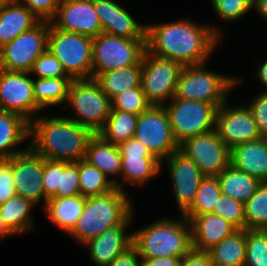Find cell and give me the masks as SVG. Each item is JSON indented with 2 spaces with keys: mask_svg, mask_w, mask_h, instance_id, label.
Masks as SVG:
<instances>
[{
  "mask_svg": "<svg viewBox=\"0 0 267 266\" xmlns=\"http://www.w3.org/2000/svg\"><path fill=\"white\" fill-rule=\"evenodd\" d=\"M221 37L217 27L190 19L146 24V50L183 66L208 63Z\"/></svg>",
  "mask_w": 267,
  "mask_h": 266,
  "instance_id": "6da1fadb",
  "label": "cell"
},
{
  "mask_svg": "<svg viewBox=\"0 0 267 266\" xmlns=\"http://www.w3.org/2000/svg\"><path fill=\"white\" fill-rule=\"evenodd\" d=\"M94 134L68 116H37L30 123L29 146L48 160L78 162L85 159Z\"/></svg>",
  "mask_w": 267,
  "mask_h": 266,
  "instance_id": "7a4b0ae2",
  "label": "cell"
},
{
  "mask_svg": "<svg viewBox=\"0 0 267 266\" xmlns=\"http://www.w3.org/2000/svg\"><path fill=\"white\" fill-rule=\"evenodd\" d=\"M180 219H158L133 231L132 245L137 249L140 258L185 256L192 249L191 226L183 215Z\"/></svg>",
  "mask_w": 267,
  "mask_h": 266,
  "instance_id": "3957f363",
  "label": "cell"
},
{
  "mask_svg": "<svg viewBox=\"0 0 267 266\" xmlns=\"http://www.w3.org/2000/svg\"><path fill=\"white\" fill-rule=\"evenodd\" d=\"M126 192L115 187L108 193L85 198L82 214L68 235L84 245L104 230L121 224L134 209Z\"/></svg>",
  "mask_w": 267,
  "mask_h": 266,
  "instance_id": "277c9868",
  "label": "cell"
},
{
  "mask_svg": "<svg viewBox=\"0 0 267 266\" xmlns=\"http://www.w3.org/2000/svg\"><path fill=\"white\" fill-rule=\"evenodd\" d=\"M205 68L206 63L184 66L177 81L174 97L211 103L218 108L228 100L236 85L242 82L239 77L221 75Z\"/></svg>",
  "mask_w": 267,
  "mask_h": 266,
  "instance_id": "5b68a950",
  "label": "cell"
},
{
  "mask_svg": "<svg viewBox=\"0 0 267 266\" xmlns=\"http://www.w3.org/2000/svg\"><path fill=\"white\" fill-rule=\"evenodd\" d=\"M76 117H68L97 134L105 125L111 110V99L94 78L72 80L67 100Z\"/></svg>",
  "mask_w": 267,
  "mask_h": 266,
  "instance_id": "8992f818",
  "label": "cell"
},
{
  "mask_svg": "<svg viewBox=\"0 0 267 266\" xmlns=\"http://www.w3.org/2000/svg\"><path fill=\"white\" fill-rule=\"evenodd\" d=\"M47 49L59 60L72 80L92 78V37L55 29L49 22Z\"/></svg>",
  "mask_w": 267,
  "mask_h": 266,
  "instance_id": "52a82bcc",
  "label": "cell"
},
{
  "mask_svg": "<svg viewBox=\"0 0 267 266\" xmlns=\"http://www.w3.org/2000/svg\"><path fill=\"white\" fill-rule=\"evenodd\" d=\"M164 107L179 146L189 138L215 129L217 108L211 103L173 97Z\"/></svg>",
  "mask_w": 267,
  "mask_h": 266,
  "instance_id": "ba28073f",
  "label": "cell"
},
{
  "mask_svg": "<svg viewBox=\"0 0 267 266\" xmlns=\"http://www.w3.org/2000/svg\"><path fill=\"white\" fill-rule=\"evenodd\" d=\"M146 50V39H128L105 33L93 38V72L98 74L137 65Z\"/></svg>",
  "mask_w": 267,
  "mask_h": 266,
  "instance_id": "9c48e42d",
  "label": "cell"
},
{
  "mask_svg": "<svg viewBox=\"0 0 267 266\" xmlns=\"http://www.w3.org/2000/svg\"><path fill=\"white\" fill-rule=\"evenodd\" d=\"M183 67L179 62L155 56L145 50L142 57L141 85L151 105L164 106L174 97Z\"/></svg>",
  "mask_w": 267,
  "mask_h": 266,
  "instance_id": "30bf717a",
  "label": "cell"
},
{
  "mask_svg": "<svg viewBox=\"0 0 267 266\" xmlns=\"http://www.w3.org/2000/svg\"><path fill=\"white\" fill-rule=\"evenodd\" d=\"M134 138L161 163L172 153L180 150L164 106L151 105L138 115Z\"/></svg>",
  "mask_w": 267,
  "mask_h": 266,
  "instance_id": "8fae6325",
  "label": "cell"
},
{
  "mask_svg": "<svg viewBox=\"0 0 267 266\" xmlns=\"http://www.w3.org/2000/svg\"><path fill=\"white\" fill-rule=\"evenodd\" d=\"M49 22L41 21L33 29L19 34L0 48V69L29 72L34 61L47 50Z\"/></svg>",
  "mask_w": 267,
  "mask_h": 266,
  "instance_id": "7c38bea8",
  "label": "cell"
},
{
  "mask_svg": "<svg viewBox=\"0 0 267 266\" xmlns=\"http://www.w3.org/2000/svg\"><path fill=\"white\" fill-rule=\"evenodd\" d=\"M29 72L0 69V110L21 115L29 123L43 111L34 97L33 78Z\"/></svg>",
  "mask_w": 267,
  "mask_h": 266,
  "instance_id": "4fadbf2b",
  "label": "cell"
},
{
  "mask_svg": "<svg viewBox=\"0 0 267 266\" xmlns=\"http://www.w3.org/2000/svg\"><path fill=\"white\" fill-rule=\"evenodd\" d=\"M180 151L193 161L205 177H217L230 165L231 150L216 129L187 139Z\"/></svg>",
  "mask_w": 267,
  "mask_h": 266,
  "instance_id": "5bb4252c",
  "label": "cell"
},
{
  "mask_svg": "<svg viewBox=\"0 0 267 266\" xmlns=\"http://www.w3.org/2000/svg\"><path fill=\"white\" fill-rule=\"evenodd\" d=\"M15 194L39 205L43 200L46 207L48 198L43 189V157L30 146L11 157Z\"/></svg>",
  "mask_w": 267,
  "mask_h": 266,
  "instance_id": "9a60e30c",
  "label": "cell"
},
{
  "mask_svg": "<svg viewBox=\"0 0 267 266\" xmlns=\"http://www.w3.org/2000/svg\"><path fill=\"white\" fill-rule=\"evenodd\" d=\"M227 102L217 108L215 122V129L224 144L231 150L239 144L262 138L248 107H231Z\"/></svg>",
  "mask_w": 267,
  "mask_h": 266,
  "instance_id": "2e32d148",
  "label": "cell"
},
{
  "mask_svg": "<svg viewBox=\"0 0 267 266\" xmlns=\"http://www.w3.org/2000/svg\"><path fill=\"white\" fill-rule=\"evenodd\" d=\"M171 177L172 188L180 215L192 206L201 181L205 178L199 167L180 150L164 160Z\"/></svg>",
  "mask_w": 267,
  "mask_h": 266,
  "instance_id": "e0dca14e",
  "label": "cell"
},
{
  "mask_svg": "<svg viewBox=\"0 0 267 266\" xmlns=\"http://www.w3.org/2000/svg\"><path fill=\"white\" fill-rule=\"evenodd\" d=\"M121 153V175L123 184L142 185L157 177L162 163L135 138L118 145Z\"/></svg>",
  "mask_w": 267,
  "mask_h": 266,
  "instance_id": "ac0fdd59",
  "label": "cell"
},
{
  "mask_svg": "<svg viewBox=\"0 0 267 266\" xmlns=\"http://www.w3.org/2000/svg\"><path fill=\"white\" fill-rule=\"evenodd\" d=\"M50 24L55 29L92 38L102 33V26L94 8V0H61Z\"/></svg>",
  "mask_w": 267,
  "mask_h": 266,
  "instance_id": "d6986e66",
  "label": "cell"
},
{
  "mask_svg": "<svg viewBox=\"0 0 267 266\" xmlns=\"http://www.w3.org/2000/svg\"><path fill=\"white\" fill-rule=\"evenodd\" d=\"M132 212L121 224L104 230L99 236L84 245L89 248V259L96 266H108L118 255L132 246L133 234L127 227L132 221Z\"/></svg>",
  "mask_w": 267,
  "mask_h": 266,
  "instance_id": "ffe728a7",
  "label": "cell"
},
{
  "mask_svg": "<svg viewBox=\"0 0 267 266\" xmlns=\"http://www.w3.org/2000/svg\"><path fill=\"white\" fill-rule=\"evenodd\" d=\"M94 8L102 33L128 39H146V24H139L132 14L113 0H94Z\"/></svg>",
  "mask_w": 267,
  "mask_h": 266,
  "instance_id": "44dd1931",
  "label": "cell"
},
{
  "mask_svg": "<svg viewBox=\"0 0 267 266\" xmlns=\"http://www.w3.org/2000/svg\"><path fill=\"white\" fill-rule=\"evenodd\" d=\"M184 217L190 222L192 248L197 250L209 251L237 231L232 224L213 213Z\"/></svg>",
  "mask_w": 267,
  "mask_h": 266,
  "instance_id": "7402d4cb",
  "label": "cell"
},
{
  "mask_svg": "<svg viewBox=\"0 0 267 266\" xmlns=\"http://www.w3.org/2000/svg\"><path fill=\"white\" fill-rule=\"evenodd\" d=\"M230 164L261 183H267V138L247 141L232 148Z\"/></svg>",
  "mask_w": 267,
  "mask_h": 266,
  "instance_id": "603a6c76",
  "label": "cell"
},
{
  "mask_svg": "<svg viewBox=\"0 0 267 266\" xmlns=\"http://www.w3.org/2000/svg\"><path fill=\"white\" fill-rule=\"evenodd\" d=\"M85 160L102 171L115 187L123 190L122 183L115 179L121 174V153L118 145L94 134L88 143Z\"/></svg>",
  "mask_w": 267,
  "mask_h": 266,
  "instance_id": "cb8c5ba5",
  "label": "cell"
},
{
  "mask_svg": "<svg viewBox=\"0 0 267 266\" xmlns=\"http://www.w3.org/2000/svg\"><path fill=\"white\" fill-rule=\"evenodd\" d=\"M40 22L30 9L15 0L4 5L0 8V48Z\"/></svg>",
  "mask_w": 267,
  "mask_h": 266,
  "instance_id": "d4e9b609",
  "label": "cell"
},
{
  "mask_svg": "<svg viewBox=\"0 0 267 266\" xmlns=\"http://www.w3.org/2000/svg\"><path fill=\"white\" fill-rule=\"evenodd\" d=\"M30 135V123L21 115L0 110V160L9 159L29 147L21 150L14 147L28 140Z\"/></svg>",
  "mask_w": 267,
  "mask_h": 266,
  "instance_id": "484cf974",
  "label": "cell"
},
{
  "mask_svg": "<svg viewBox=\"0 0 267 266\" xmlns=\"http://www.w3.org/2000/svg\"><path fill=\"white\" fill-rule=\"evenodd\" d=\"M85 205V197L50 198L44 208L51 222L69 234L75 227Z\"/></svg>",
  "mask_w": 267,
  "mask_h": 266,
  "instance_id": "4316f807",
  "label": "cell"
},
{
  "mask_svg": "<svg viewBox=\"0 0 267 266\" xmlns=\"http://www.w3.org/2000/svg\"><path fill=\"white\" fill-rule=\"evenodd\" d=\"M221 193L245 204L261 182L231 164L217 176Z\"/></svg>",
  "mask_w": 267,
  "mask_h": 266,
  "instance_id": "83f0119b",
  "label": "cell"
},
{
  "mask_svg": "<svg viewBox=\"0 0 267 266\" xmlns=\"http://www.w3.org/2000/svg\"><path fill=\"white\" fill-rule=\"evenodd\" d=\"M142 60L134 66L109 70L98 74L94 79L112 100L127 89L141 85Z\"/></svg>",
  "mask_w": 267,
  "mask_h": 266,
  "instance_id": "f1b7e54d",
  "label": "cell"
},
{
  "mask_svg": "<svg viewBox=\"0 0 267 266\" xmlns=\"http://www.w3.org/2000/svg\"><path fill=\"white\" fill-rule=\"evenodd\" d=\"M209 253L214 266H245L246 229L225 237Z\"/></svg>",
  "mask_w": 267,
  "mask_h": 266,
  "instance_id": "f546056e",
  "label": "cell"
},
{
  "mask_svg": "<svg viewBox=\"0 0 267 266\" xmlns=\"http://www.w3.org/2000/svg\"><path fill=\"white\" fill-rule=\"evenodd\" d=\"M34 207L36 205L31 201L15 194L0 205V216L8 228L15 235H18L33 228L31 214Z\"/></svg>",
  "mask_w": 267,
  "mask_h": 266,
  "instance_id": "4dcf8cb0",
  "label": "cell"
},
{
  "mask_svg": "<svg viewBox=\"0 0 267 266\" xmlns=\"http://www.w3.org/2000/svg\"><path fill=\"white\" fill-rule=\"evenodd\" d=\"M72 79L70 77L33 79L36 104L43 110L48 106L66 103Z\"/></svg>",
  "mask_w": 267,
  "mask_h": 266,
  "instance_id": "1f68e13d",
  "label": "cell"
},
{
  "mask_svg": "<svg viewBox=\"0 0 267 266\" xmlns=\"http://www.w3.org/2000/svg\"><path fill=\"white\" fill-rule=\"evenodd\" d=\"M138 115L122 112L111 111L104 127L97 133L105 141L119 145L134 138Z\"/></svg>",
  "mask_w": 267,
  "mask_h": 266,
  "instance_id": "d6a6232c",
  "label": "cell"
},
{
  "mask_svg": "<svg viewBox=\"0 0 267 266\" xmlns=\"http://www.w3.org/2000/svg\"><path fill=\"white\" fill-rule=\"evenodd\" d=\"M80 195L88 198L110 192L115 185L97 167L85 159L77 162Z\"/></svg>",
  "mask_w": 267,
  "mask_h": 266,
  "instance_id": "836d02e7",
  "label": "cell"
},
{
  "mask_svg": "<svg viewBox=\"0 0 267 266\" xmlns=\"http://www.w3.org/2000/svg\"><path fill=\"white\" fill-rule=\"evenodd\" d=\"M221 194L217 177H205L199 185L191 208L183 216L213 213Z\"/></svg>",
  "mask_w": 267,
  "mask_h": 266,
  "instance_id": "e575fe53",
  "label": "cell"
},
{
  "mask_svg": "<svg viewBox=\"0 0 267 266\" xmlns=\"http://www.w3.org/2000/svg\"><path fill=\"white\" fill-rule=\"evenodd\" d=\"M244 209L246 230H267V183H261Z\"/></svg>",
  "mask_w": 267,
  "mask_h": 266,
  "instance_id": "d590c367",
  "label": "cell"
},
{
  "mask_svg": "<svg viewBox=\"0 0 267 266\" xmlns=\"http://www.w3.org/2000/svg\"><path fill=\"white\" fill-rule=\"evenodd\" d=\"M111 111H122L139 115L146 111L151 104L147 101L142 86L127 89L111 100Z\"/></svg>",
  "mask_w": 267,
  "mask_h": 266,
  "instance_id": "8d00e7d4",
  "label": "cell"
},
{
  "mask_svg": "<svg viewBox=\"0 0 267 266\" xmlns=\"http://www.w3.org/2000/svg\"><path fill=\"white\" fill-rule=\"evenodd\" d=\"M245 266H267V230H246Z\"/></svg>",
  "mask_w": 267,
  "mask_h": 266,
  "instance_id": "74e56055",
  "label": "cell"
},
{
  "mask_svg": "<svg viewBox=\"0 0 267 266\" xmlns=\"http://www.w3.org/2000/svg\"><path fill=\"white\" fill-rule=\"evenodd\" d=\"M213 214L232 224L237 230L245 229L244 204L236 199L221 194L215 205Z\"/></svg>",
  "mask_w": 267,
  "mask_h": 266,
  "instance_id": "f35d334b",
  "label": "cell"
},
{
  "mask_svg": "<svg viewBox=\"0 0 267 266\" xmlns=\"http://www.w3.org/2000/svg\"><path fill=\"white\" fill-rule=\"evenodd\" d=\"M80 195L77 162L60 161V188L51 198L74 197Z\"/></svg>",
  "mask_w": 267,
  "mask_h": 266,
  "instance_id": "ab89813d",
  "label": "cell"
},
{
  "mask_svg": "<svg viewBox=\"0 0 267 266\" xmlns=\"http://www.w3.org/2000/svg\"><path fill=\"white\" fill-rule=\"evenodd\" d=\"M215 14L221 20L235 21L252 10V0H210Z\"/></svg>",
  "mask_w": 267,
  "mask_h": 266,
  "instance_id": "60d3db41",
  "label": "cell"
},
{
  "mask_svg": "<svg viewBox=\"0 0 267 266\" xmlns=\"http://www.w3.org/2000/svg\"><path fill=\"white\" fill-rule=\"evenodd\" d=\"M31 74L37 78L69 77L59 60L47 49L35 61Z\"/></svg>",
  "mask_w": 267,
  "mask_h": 266,
  "instance_id": "b9f144b4",
  "label": "cell"
},
{
  "mask_svg": "<svg viewBox=\"0 0 267 266\" xmlns=\"http://www.w3.org/2000/svg\"><path fill=\"white\" fill-rule=\"evenodd\" d=\"M43 189L50 199L60 188V161L43 158Z\"/></svg>",
  "mask_w": 267,
  "mask_h": 266,
  "instance_id": "7bdbcfd3",
  "label": "cell"
},
{
  "mask_svg": "<svg viewBox=\"0 0 267 266\" xmlns=\"http://www.w3.org/2000/svg\"><path fill=\"white\" fill-rule=\"evenodd\" d=\"M30 9L41 21L50 22L58 10L61 0H15Z\"/></svg>",
  "mask_w": 267,
  "mask_h": 266,
  "instance_id": "ee69618b",
  "label": "cell"
},
{
  "mask_svg": "<svg viewBox=\"0 0 267 266\" xmlns=\"http://www.w3.org/2000/svg\"><path fill=\"white\" fill-rule=\"evenodd\" d=\"M258 125L261 136L267 138V92L264 90L246 105Z\"/></svg>",
  "mask_w": 267,
  "mask_h": 266,
  "instance_id": "f6af8a7d",
  "label": "cell"
},
{
  "mask_svg": "<svg viewBox=\"0 0 267 266\" xmlns=\"http://www.w3.org/2000/svg\"><path fill=\"white\" fill-rule=\"evenodd\" d=\"M15 195L11 158L0 160V205Z\"/></svg>",
  "mask_w": 267,
  "mask_h": 266,
  "instance_id": "bcb514c9",
  "label": "cell"
},
{
  "mask_svg": "<svg viewBox=\"0 0 267 266\" xmlns=\"http://www.w3.org/2000/svg\"><path fill=\"white\" fill-rule=\"evenodd\" d=\"M181 266H214L209 251L192 248L182 257Z\"/></svg>",
  "mask_w": 267,
  "mask_h": 266,
  "instance_id": "7dc6e473",
  "label": "cell"
},
{
  "mask_svg": "<svg viewBox=\"0 0 267 266\" xmlns=\"http://www.w3.org/2000/svg\"><path fill=\"white\" fill-rule=\"evenodd\" d=\"M108 266H142V260L137 249L132 245L118 255Z\"/></svg>",
  "mask_w": 267,
  "mask_h": 266,
  "instance_id": "c3c4849f",
  "label": "cell"
},
{
  "mask_svg": "<svg viewBox=\"0 0 267 266\" xmlns=\"http://www.w3.org/2000/svg\"><path fill=\"white\" fill-rule=\"evenodd\" d=\"M141 260L142 266H181L182 257H158Z\"/></svg>",
  "mask_w": 267,
  "mask_h": 266,
  "instance_id": "681fc988",
  "label": "cell"
},
{
  "mask_svg": "<svg viewBox=\"0 0 267 266\" xmlns=\"http://www.w3.org/2000/svg\"><path fill=\"white\" fill-rule=\"evenodd\" d=\"M252 9L256 11L267 20V0H252Z\"/></svg>",
  "mask_w": 267,
  "mask_h": 266,
  "instance_id": "f907efd6",
  "label": "cell"
},
{
  "mask_svg": "<svg viewBox=\"0 0 267 266\" xmlns=\"http://www.w3.org/2000/svg\"><path fill=\"white\" fill-rule=\"evenodd\" d=\"M258 72L256 77L259 78V81L261 82L262 86H265V92H267V60L261 64V66L258 68Z\"/></svg>",
  "mask_w": 267,
  "mask_h": 266,
  "instance_id": "816d5d0a",
  "label": "cell"
},
{
  "mask_svg": "<svg viewBox=\"0 0 267 266\" xmlns=\"http://www.w3.org/2000/svg\"><path fill=\"white\" fill-rule=\"evenodd\" d=\"M15 235L8 226L4 223V220L0 216V241L8 236Z\"/></svg>",
  "mask_w": 267,
  "mask_h": 266,
  "instance_id": "f5cc1de1",
  "label": "cell"
},
{
  "mask_svg": "<svg viewBox=\"0 0 267 266\" xmlns=\"http://www.w3.org/2000/svg\"><path fill=\"white\" fill-rule=\"evenodd\" d=\"M13 0H0V8L3 7L4 5L12 2Z\"/></svg>",
  "mask_w": 267,
  "mask_h": 266,
  "instance_id": "db71d44e",
  "label": "cell"
}]
</instances>
